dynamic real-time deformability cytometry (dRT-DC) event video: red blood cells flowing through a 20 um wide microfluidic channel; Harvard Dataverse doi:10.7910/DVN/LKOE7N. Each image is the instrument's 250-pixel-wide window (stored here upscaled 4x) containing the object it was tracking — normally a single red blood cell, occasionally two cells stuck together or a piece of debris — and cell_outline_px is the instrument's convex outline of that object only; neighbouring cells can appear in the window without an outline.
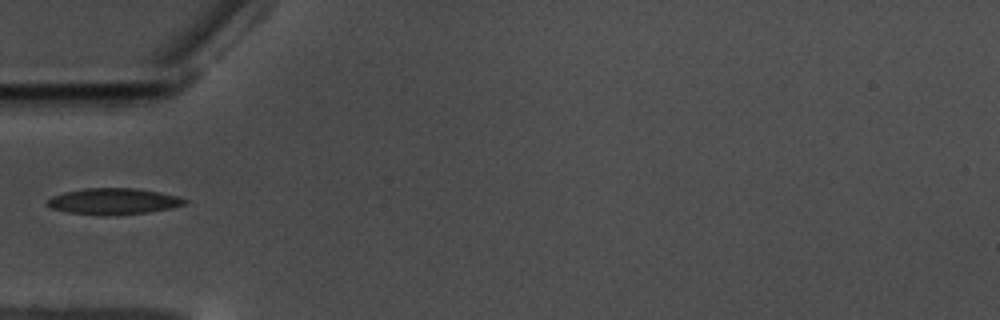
{"species": "common noctule bat (a hibernating species)", "species_latin": "Nyctalus noctula", "temperature_condition": "warm", "stored_images_in_passage": 20, "camera_frame_rate_fps": 3000, "um_per_image_px": 0.085, "animal": {"sex": "male", "body_mass_g": 17.5, "forearm_length_mm": 52.3}, "frame": {"image": 1, "passage_image": 1, "time_ms": 0.0, "image_size_px": [1000, 320], "cell_outline_px": [[188, 200], [184, 204], [168, 208], [148, 212], [108, 216], [104, 216], [68, 212], [52, 208], [44, 204], [44, 200], [52, 196], [64, 192], [84, 188], [136, 188], [160, 192], [180, 196]], "centroid_in_image_um": [9.6, 17.11], "position_along_channel_um": 75.4, "area_um2": 21.15}}
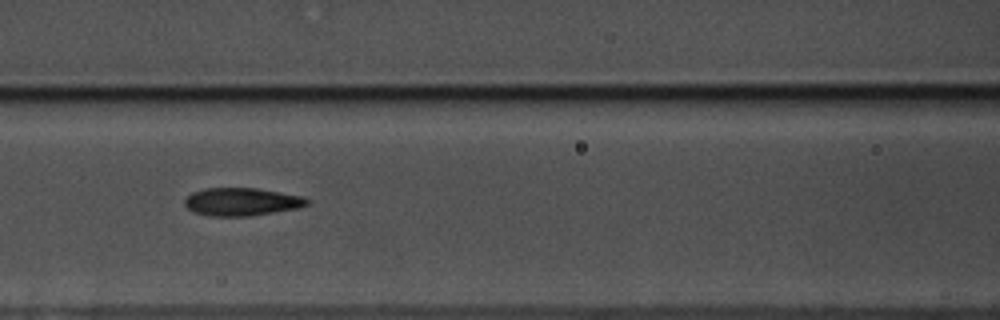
{"frame": {"image": 2, "passage_image": 7, "time_ms": 2.0, "image_size_px": [1000, 320], "cell_outline_px": [[312, 200], [308, 204], [296, 208], [248, 216], [208, 216], [196, 212], [188, 208], [184, 204], [184, 200], [192, 192], [204, 188], [256, 188], [304, 196]], "centroid_in_image_um": [20.55, 17.14], "position_along_channel_um": 146.1, "area_um2": 19.83}}
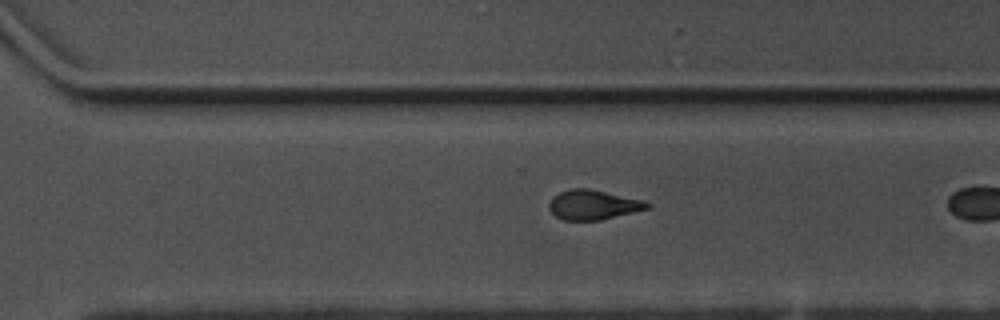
{"frame": {"image": 3, "passage_image": 19, "time_ms": 6.0, "image_size_px": [1000, 320], "cell_outline_px": [[652, 208], [600, 220], [564, 220], [556, 216], [548, 208], [548, 204], [552, 196], [560, 192], [572, 188], [588, 188], [644, 200], [652, 204]], "centroid_in_image_um": [50.44, 17.4], "position_along_channel_um": 320.2, "area_um2": 17.11}}